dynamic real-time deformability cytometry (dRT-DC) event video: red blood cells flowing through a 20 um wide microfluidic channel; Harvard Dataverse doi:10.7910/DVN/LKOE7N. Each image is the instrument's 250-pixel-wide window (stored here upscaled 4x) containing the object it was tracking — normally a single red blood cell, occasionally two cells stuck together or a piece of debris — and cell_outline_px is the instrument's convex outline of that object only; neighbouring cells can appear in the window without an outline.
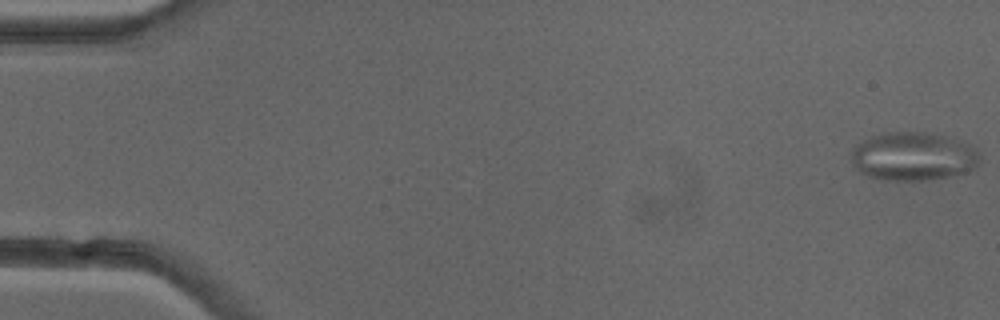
{"species": "common noctule bat (a hibernating species)", "species_latin": "Nyctalus noctula", "temperature_condition": "cold", "stored_images_in_passage": 9, "camera_frame_rate_fps": 3000, "um_per_image_px": 0.085, "animal": {"sex": "female"}, "frame": {"image": 1, "passage_image": 1, "time_ms": 0.0, "image_size_px": [1000, 320], "cell_outline_px": [[980, 160], [968, 172], [928, 180], [888, 180], [868, 176], [860, 172], [852, 164], [848, 152], [856, 144], [872, 136], [888, 132], [924, 132], [944, 136], [968, 144], [976, 148], [980, 156]], "centroid_in_image_um": [77.58, 13.29], "position_along_channel_um": 7.4, "area_um2": 36.3}}